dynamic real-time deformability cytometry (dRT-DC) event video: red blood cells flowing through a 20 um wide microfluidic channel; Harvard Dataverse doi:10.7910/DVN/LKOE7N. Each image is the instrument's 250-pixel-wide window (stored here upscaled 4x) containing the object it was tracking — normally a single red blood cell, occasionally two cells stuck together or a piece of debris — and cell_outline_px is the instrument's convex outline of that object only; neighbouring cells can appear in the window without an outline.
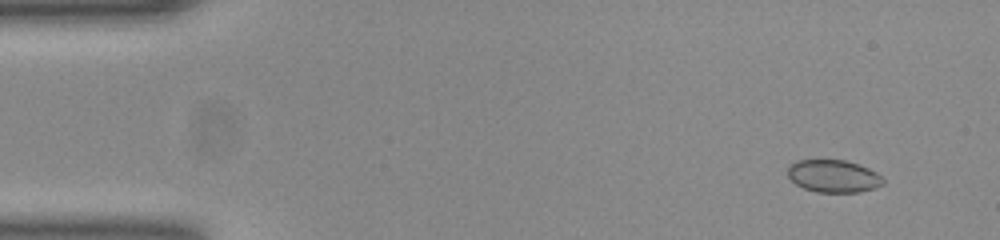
{"species": "common noctule bat (a hibernating species)", "species_latin": "Nyctalus noctula", "temperature_condition": "room temperature", "stored_images_in_passage": 14, "camera_frame_rate_fps": 3000, "um_per_image_px": 0.085, "animal": {"sex": "female", "body_mass_g": 23.0, "forearm_length_mm": 53.4}, "frame": {"image": 1, "passage_image": 4, "time_ms": 1.0, "image_size_px": [1000, 240], "cell_outline_px": [[884, 184], [876, 188], [860, 192], [816, 192], [804, 188], [796, 184], [788, 176], [788, 164], [796, 160], [844, 160], [868, 168], [876, 172], [884, 180]], "centroid_in_image_um": [70.83, 14.97], "position_along_channel_um": 14.2, "area_um2": 18.09}}
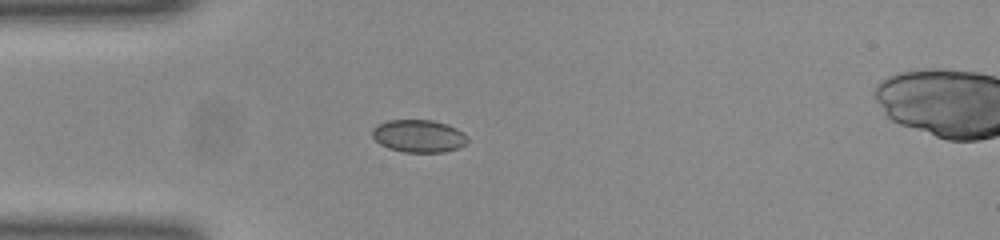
{"frame": {"image": 2, "passage_image": 14, "time_ms": 4.333, "image_size_px": [1000, 240], "cell_outline_px": [[468, 144], [460, 148], [444, 152], [404, 152], [388, 148], [380, 144], [372, 136], [372, 128], [376, 124], [388, 120], [432, 120], [448, 124], [464, 132], [468, 136]], "centroid_in_image_um": [35.62, 11.56], "position_along_channel_um": 49.4, "area_um2": 18.44}}